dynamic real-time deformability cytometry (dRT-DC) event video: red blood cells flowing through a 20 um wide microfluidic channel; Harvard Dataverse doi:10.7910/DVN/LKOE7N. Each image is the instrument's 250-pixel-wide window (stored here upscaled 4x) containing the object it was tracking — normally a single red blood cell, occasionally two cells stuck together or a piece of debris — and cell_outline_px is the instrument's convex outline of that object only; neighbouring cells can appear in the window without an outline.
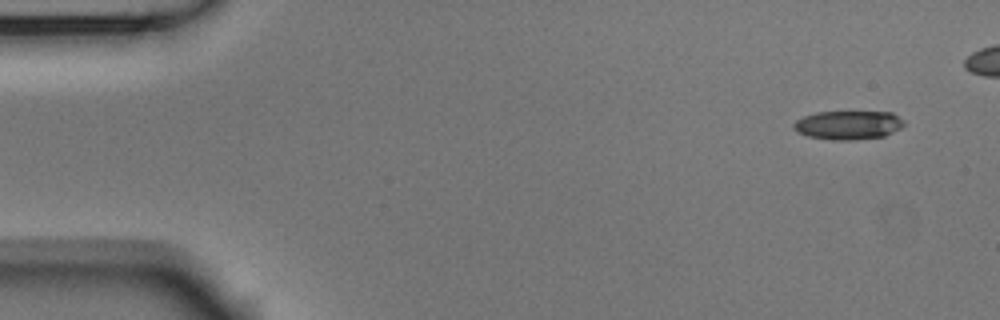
{"species": "Egyptian fruit bat (a non-hibernating species)", "species_latin": "Rousettus aegyptiacus", "temperature_condition": "room temperature", "stored_images_in_passage": 4, "camera_frame_rate_fps": 3000, "um_per_image_px": 0.085, "animal": {"sex": "male"}, "frame": {"image": 1, "passage_image": 1, "time_ms": 0.0, "image_size_px": [1000, 320], "cell_outline_px": [[904, 124], [900, 128], [884, 136], [848, 140], [836, 140], [808, 136], [796, 132], [792, 128], [792, 124], [796, 120], [804, 116], [816, 112], [892, 112], [904, 120]], "centroid_in_image_um": [72.07, 10.62], "position_along_channel_um": 12.9, "area_um2": 18.44}}